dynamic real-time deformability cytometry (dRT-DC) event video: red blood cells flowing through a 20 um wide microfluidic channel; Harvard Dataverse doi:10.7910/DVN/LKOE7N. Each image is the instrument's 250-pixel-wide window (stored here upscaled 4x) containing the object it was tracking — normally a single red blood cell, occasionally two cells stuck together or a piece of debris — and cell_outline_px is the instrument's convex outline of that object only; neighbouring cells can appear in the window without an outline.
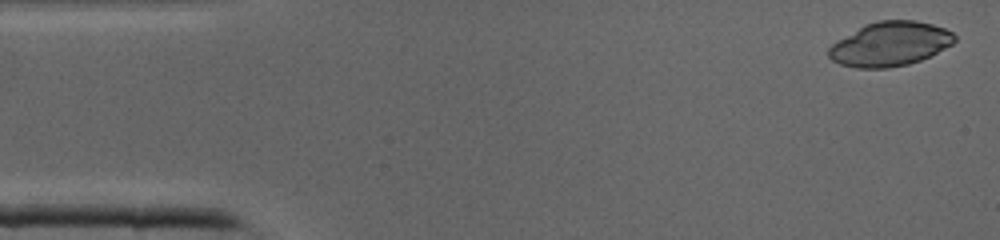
{"species": "common noctule bat (a hibernating species)", "species_latin": "Nyctalus noctula", "temperature_condition": "cold", "stored_images_in_passage": 8, "camera_frame_rate_fps": 3000, "um_per_image_px": 0.085, "animal": {"sex": "male", "body_mass_g": 19.0, "forearm_length_mm": 50.8}, "frame": {"image": 1, "passage_image": 1, "time_ms": 0.0, "image_size_px": [1000, 240], "cell_outline_px": [[956, 40], [952, 44], [920, 60], [908, 64], [888, 68], [856, 68], [840, 64], [832, 60], [828, 56], [828, 48], [832, 44], [864, 24], [880, 20], [916, 20], [932, 24], [944, 28], [952, 32], [956, 36]], "centroid_in_image_um": [75.64, 3.74], "position_along_channel_um": 9.4, "area_um2": 32.31}}